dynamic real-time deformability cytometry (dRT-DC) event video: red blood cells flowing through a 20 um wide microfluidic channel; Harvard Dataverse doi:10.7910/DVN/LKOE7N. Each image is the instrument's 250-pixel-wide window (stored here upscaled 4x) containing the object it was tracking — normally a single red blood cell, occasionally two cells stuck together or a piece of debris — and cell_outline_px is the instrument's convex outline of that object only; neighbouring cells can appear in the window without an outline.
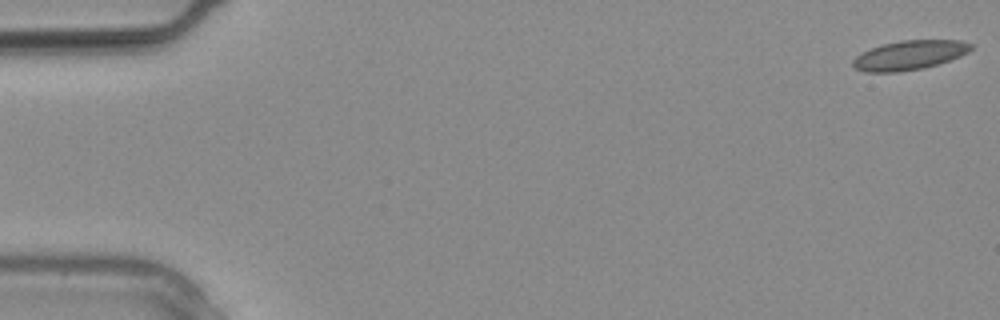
{"species": "common noctule bat (a hibernating species)", "species_latin": "Nyctalus noctula", "temperature_condition": "warm", "stored_images_in_passage": 21, "camera_frame_rate_fps": 3000, "um_per_image_px": 0.085, "animal": {"sex": "male", "body_mass_g": 20.4}, "frame": {"image": 1, "passage_image": 1, "time_ms": 0.0, "image_size_px": [1000, 320], "cell_outline_px": [[972, 48], [968, 52], [960, 56], [924, 68], [900, 72], [864, 72], [856, 68], [852, 64], [852, 60], [860, 52], [884, 44], [900, 40], [960, 40], [972, 44]], "centroid_in_image_um": [77.28, 4.69], "position_along_channel_um": 7.7, "area_um2": 20.11}}
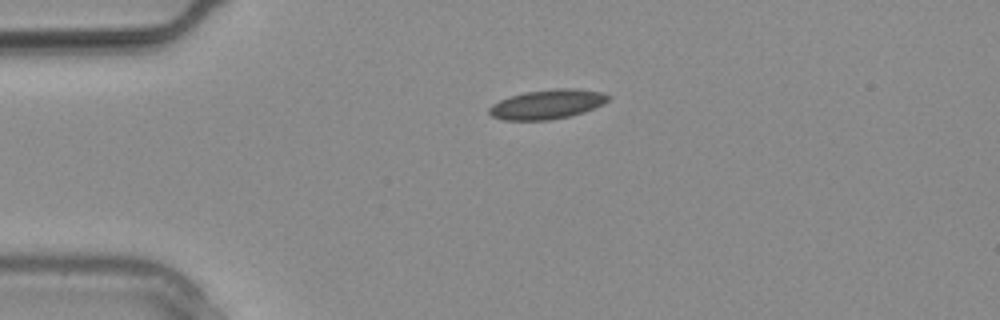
{"frame": {"image": 2, "passage_image": 7, "time_ms": 2.0, "image_size_px": [1000, 320], "cell_outline_px": [[612, 96], [604, 104], [584, 112], [572, 116], [548, 120], [504, 120], [492, 116], [488, 112], [488, 108], [492, 104], [500, 100], [524, 92], [556, 88], [572, 88], [600, 92]], "centroid_in_image_um": [46.53, 8.87], "position_along_channel_um": 38.5, "area_um2": 20.46}}
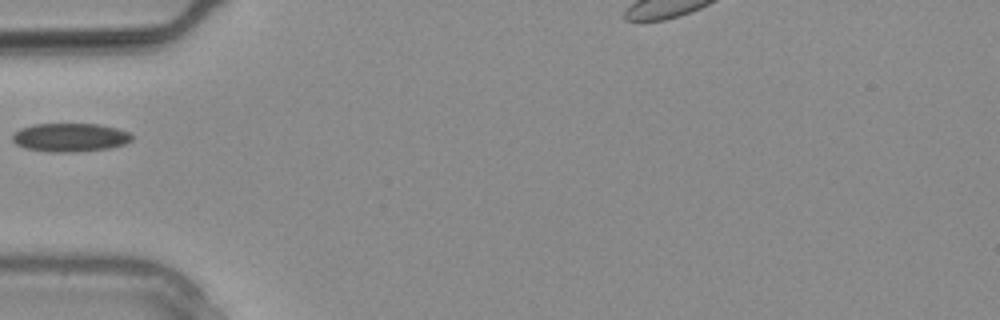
{"frame": {"image": 3, "passage_image": 10, "time_ms": 3.0, "image_size_px": [1000, 320], "cell_outline_px": [[132, 140], [124, 144], [112, 148], [72, 152], [48, 152], [24, 148], [16, 144], [12, 140], [12, 136], [20, 128], [32, 124], [96, 124], [116, 128], [128, 132], [132, 136]], "centroid_in_image_um": [5.94, 11.69], "position_along_channel_um": 79.1, "area_um2": 19.88}}